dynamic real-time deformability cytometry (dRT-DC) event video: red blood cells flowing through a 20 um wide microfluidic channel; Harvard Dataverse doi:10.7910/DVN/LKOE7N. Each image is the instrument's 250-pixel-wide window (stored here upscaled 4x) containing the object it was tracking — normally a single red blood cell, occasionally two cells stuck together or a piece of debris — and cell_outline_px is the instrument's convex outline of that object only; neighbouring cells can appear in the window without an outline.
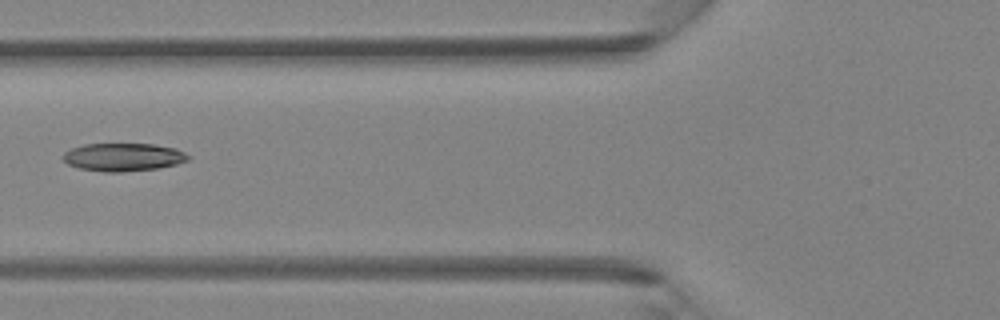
{"species": "Egyptian fruit bat (a non-hibernating species)", "species_latin": "Rousettus aegyptiacus", "temperature_condition": "room temperature", "stored_images_in_passage": 3, "camera_frame_rate_fps": 3000, "um_per_image_px": 0.085, "animal": {"sex": "female"}, "frame": {"image": 1, "passage_image": 3, "time_ms": 0.667, "image_size_px": [1000, 320], "cell_outline_px": [[192, 156], [188, 160], [176, 164], [156, 168], [120, 172], [104, 172], [80, 168], [68, 164], [64, 160], [64, 152], [72, 148], [84, 144], [152, 144], [176, 148]], "centroid_in_image_um": [10.5, 13.35], "position_along_channel_um": 115.3, "area_um2": 20.29}}